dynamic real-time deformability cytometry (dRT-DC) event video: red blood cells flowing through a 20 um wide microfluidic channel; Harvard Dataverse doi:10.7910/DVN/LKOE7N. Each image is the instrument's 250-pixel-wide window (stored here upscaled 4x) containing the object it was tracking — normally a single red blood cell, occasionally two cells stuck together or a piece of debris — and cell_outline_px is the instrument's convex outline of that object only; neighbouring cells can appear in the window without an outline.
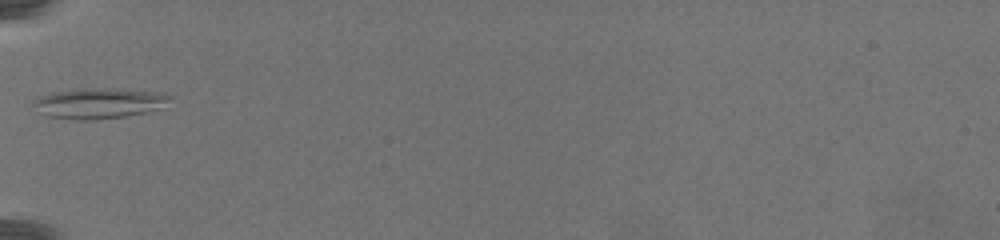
{"species": "common noctule bat (a hibernating species)", "species_latin": "Nyctalus noctula", "temperature_condition": "warm", "stored_images_in_passage": 58, "camera_frame_rate_fps": 3000, "um_per_image_px": 0.085, "animal": {"sex": "female", "body_mass_g": 19.5, "forearm_length_mm": 54.1}, "frame": {"image": 1, "passage_image": 1, "time_ms": 0.0, "image_size_px": [1000, 240], "cell_outline_px": [[172, 96], [164, 108], [124, 116], [92, 120], [76, 120], [48, 116], [40, 112], [32, 104], [32, 100], [40, 96], [52, 92], [84, 88], [116, 88], [148, 92]], "centroid_in_image_um": [8.36, 8.78], "position_along_channel_um": 76.6, "area_um2": 24.04}}
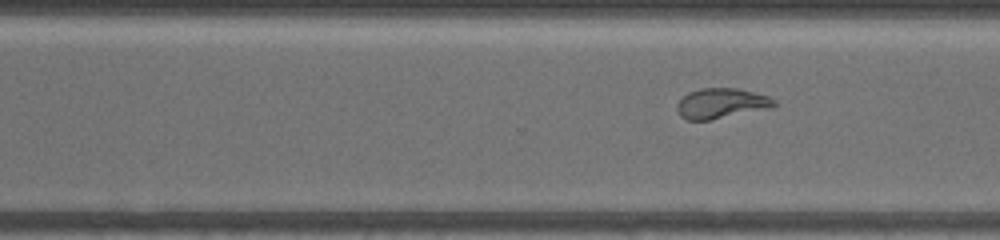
{"frame": {"image": 2, "passage_image": 29, "time_ms": 8.333, "image_size_px": [1000, 240], "cell_outline_px": [[776, 104], [772, 108], [708, 120], [688, 120], [680, 116], [676, 108], [676, 104], [688, 92], [700, 88], [736, 88], [768, 96], [776, 100]], "centroid_in_image_um": [61.3, 8.78], "position_along_channel_um": 309.3, "area_um2": 17.05}}
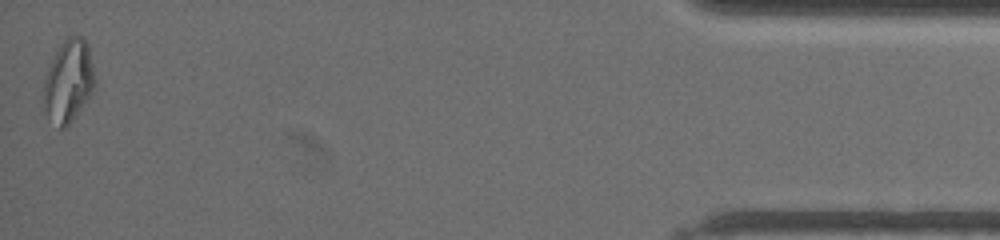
{"frame": {"image": 3, "passage_image": 58, "time_ms": 15.333, "image_size_px": [1000, 240], "cell_outline_px": [[96, 80], [92, 92], [72, 120], [64, 128], [60, 128], [48, 116], [44, 108], [44, 80], [48, 68], [60, 44], [68, 36], [84, 36], [88, 44]], "centroid_in_image_um": [5.84, 6.85], "position_along_channel_um": 429.4, "area_um2": 24.28}}